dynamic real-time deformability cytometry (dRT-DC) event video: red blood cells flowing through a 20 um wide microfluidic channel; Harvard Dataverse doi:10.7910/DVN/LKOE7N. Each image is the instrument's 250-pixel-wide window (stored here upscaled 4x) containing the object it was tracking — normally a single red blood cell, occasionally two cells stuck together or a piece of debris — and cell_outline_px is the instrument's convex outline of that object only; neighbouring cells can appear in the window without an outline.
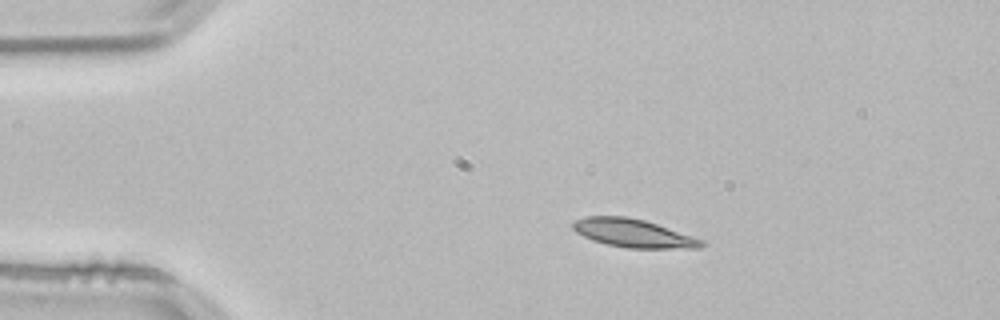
{"species": "common noctule bat (a hibernating species)", "species_latin": "Nyctalus noctula", "temperature_condition": "room temperature", "stored_images_in_passage": 45, "camera_frame_rate_fps": 3000, "um_per_image_px": 0.085, "animal": {"sex": "male", "body_mass_g": 21.5, "forearm_length_mm": 52.0}, "frame": {"image": 1, "passage_image": 1, "time_ms": 0.0, "image_size_px": [1000, 320], "cell_outline_px": [[704, 244], [700, 248], [628, 248], [608, 244], [592, 240], [576, 232], [572, 228], [572, 224], [576, 220], [584, 216], [624, 216], [644, 220], [704, 240]], "centroid_in_image_um": [53.81, 19.82], "position_along_channel_um": 31.2, "area_um2": 20.92}}
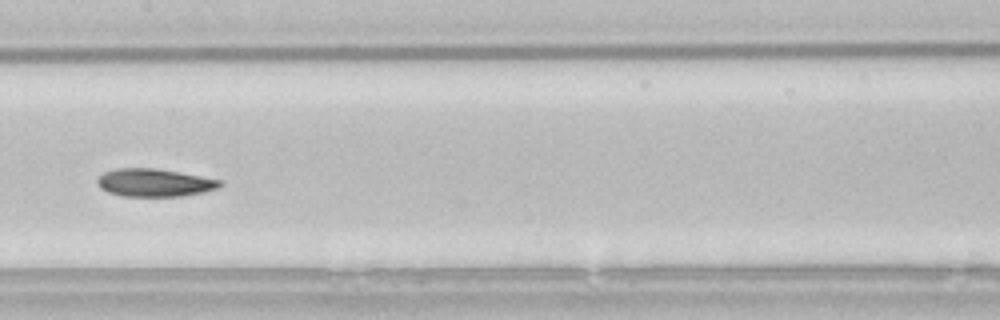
{"frame": {"image": 2, "passage_image": 18, "time_ms": 5.667, "image_size_px": [1000, 320], "cell_outline_px": [[224, 184], [216, 188], [204, 192], [180, 196], [120, 196], [108, 192], [100, 188], [96, 184], [96, 180], [104, 172], [116, 168], [156, 168], [200, 176], [220, 180]], "centroid_in_image_um": [13.08, 15.53], "position_along_channel_um": 194.3, "area_um2": 19.88}}
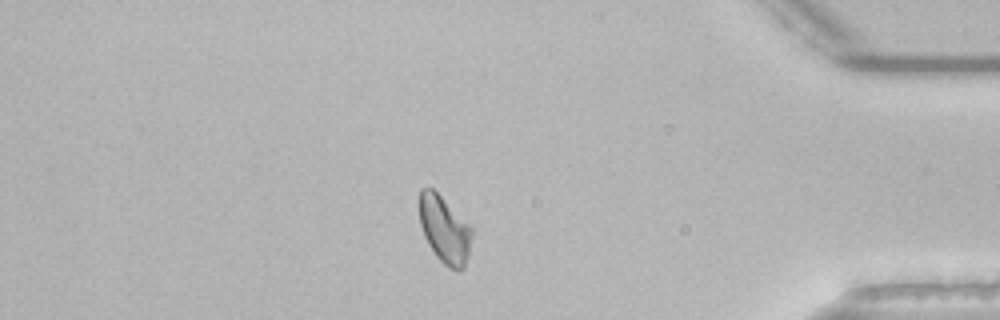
{"frame": {"image": 3, "passage_image": 37, "time_ms": 12.0, "image_size_px": [1000, 320], "cell_outline_px": [[472, 236], [468, 256], [464, 268], [460, 272], [448, 268], [436, 256], [428, 244], [424, 236], [420, 224], [416, 204], [420, 188], [428, 184], [472, 228]], "centroid_in_image_um": [37.72, 19.49], "position_along_channel_um": 397.5, "area_um2": 20.92}, "authors_computed_cell_mechanics": {"area_um2": 20.519, "velocity_mm_per_s": 3.7825, "shape_relaxation_time_tau1_ms": 9.2326, "shape_relaxation_time_tau2_ms": 5.1505, "deformation_change_tau1": 0.1733, "deformation_change_tau2": 0.0933}}